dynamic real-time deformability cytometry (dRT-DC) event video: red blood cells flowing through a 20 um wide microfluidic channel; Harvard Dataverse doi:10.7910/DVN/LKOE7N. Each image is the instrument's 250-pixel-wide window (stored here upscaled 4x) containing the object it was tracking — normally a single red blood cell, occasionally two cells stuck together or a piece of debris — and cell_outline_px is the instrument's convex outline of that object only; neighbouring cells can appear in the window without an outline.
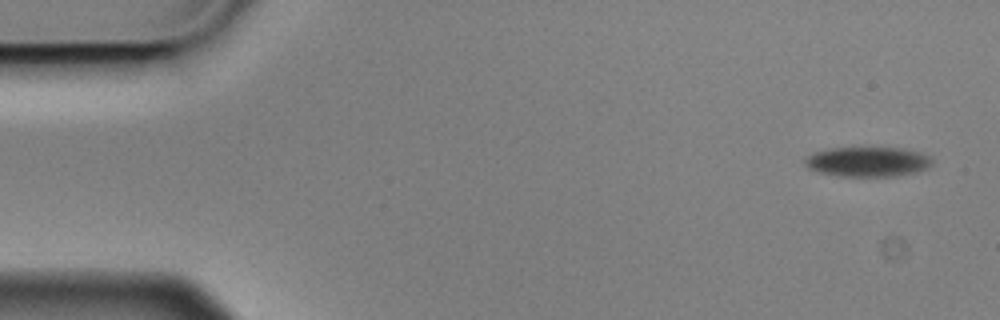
{"species": "Egyptian fruit bat (a non-hibernating species)", "species_latin": "Rousettus aegyptiacus", "temperature_condition": "cold", "stored_images_in_passage": 7, "camera_frame_rate_fps": 3000, "um_per_image_px": 0.085, "animal": {"sex": "male"}, "frame": {"image": 1, "passage_image": 1, "time_ms": 0.0, "image_size_px": [1000, 320], "cell_outline_px": [[932, 164], [928, 168], [916, 172], [896, 176], [840, 176], [820, 172], [808, 168], [804, 164], [804, 160], [812, 152], [832, 148], [904, 148], [920, 152], [932, 156]], "centroid_in_image_um": [73.78, 13.74], "position_along_channel_um": 11.2, "area_um2": 22.2}}
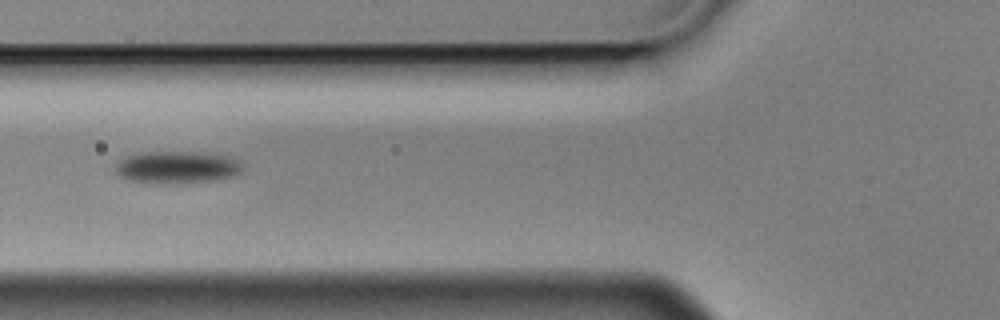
{"frame": {"image": 2, "passage_image": 6, "time_ms": 1.667, "image_size_px": [1000, 320], "cell_outline_px": [[240, 172], [236, 176], [212, 180], [176, 184], [148, 184], [128, 180], [120, 176], [116, 172], [116, 164], [120, 160], [128, 156], [140, 152], [216, 152], [228, 156], [236, 160], [240, 164]], "centroid_in_image_um": [15.03, 14.22], "position_along_channel_um": 110.8, "area_um2": 24.28}}
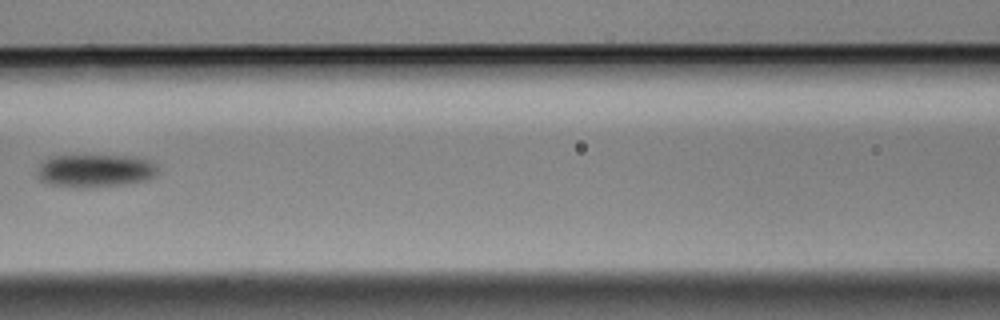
{"frame": {"image": 3, "passage_image": 7, "time_ms": 2.0, "image_size_px": [1000, 320], "cell_outline_px": [[160, 172], [156, 176], [148, 180], [124, 184], [88, 188], [84, 188], [52, 184], [40, 180], [36, 176], [36, 168], [40, 160], [48, 156], [136, 156], [152, 160], [160, 168]], "centroid_in_image_um": [8.11, 14.5], "position_along_channel_um": 158.5, "area_um2": 23.81}}